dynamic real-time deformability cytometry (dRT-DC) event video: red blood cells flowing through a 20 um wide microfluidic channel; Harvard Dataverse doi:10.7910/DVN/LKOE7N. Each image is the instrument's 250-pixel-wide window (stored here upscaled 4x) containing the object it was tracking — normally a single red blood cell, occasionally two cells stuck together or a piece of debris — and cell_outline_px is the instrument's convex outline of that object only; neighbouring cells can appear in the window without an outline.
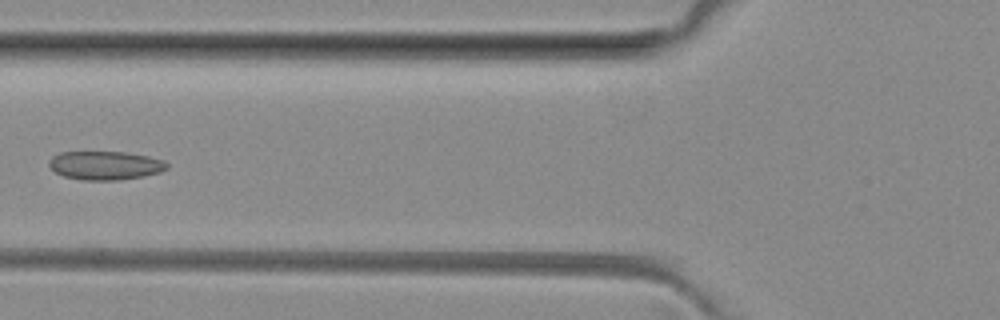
{"species": "common noctule bat (a hibernating species)", "species_latin": "Nyctalus noctula", "temperature_condition": "room temperature", "stored_images_in_passage": 6, "camera_frame_rate_fps": 3000, "um_per_image_px": 0.085, "animal": {"sex": "female", "body_mass_g": 29.2, "forearm_length_mm": 56.3}, "frame": {"image": 1, "passage_image": 6, "time_ms": 6.333, "image_size_px": [1000, 320], "cell_outline_px": [[168, 168], [160, 172], [144, 176], [120, 180], [80, 180], [64, 176], [56, 172], [48, 164], [48, 160], [52, 156], [60, 152], [124, 152], [148, 156], [164, 160], [168, 164]], "centroid_in_image_um": [8.95, 14.06], "position_along_channel_um": 116.9, "area_um2": 19.77}}